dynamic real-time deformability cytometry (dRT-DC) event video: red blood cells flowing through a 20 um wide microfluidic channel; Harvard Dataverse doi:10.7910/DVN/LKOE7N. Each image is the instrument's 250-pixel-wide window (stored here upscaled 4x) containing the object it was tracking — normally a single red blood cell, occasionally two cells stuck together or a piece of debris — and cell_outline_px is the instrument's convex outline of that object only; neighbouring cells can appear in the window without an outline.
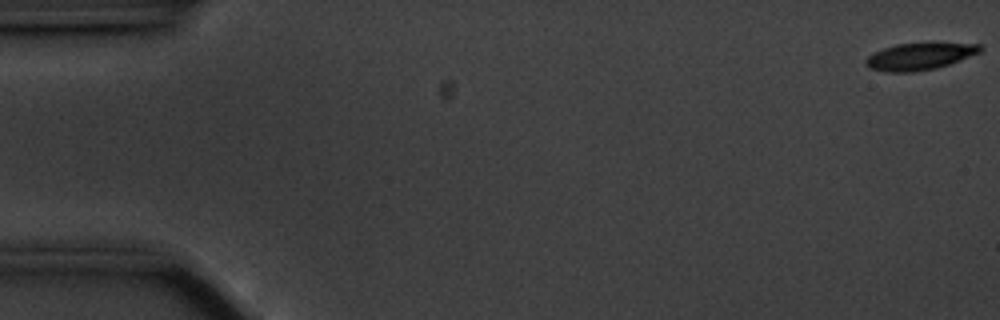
{"species": "common noctule bat (a hibernating species)", "species_latin": "Nyctalus noctula", "temperature_condition": "cold", "stored_images_in_passage": 16, "camera_frame_rate_fps": 3000, "um_per_image_px": 0.085, "animal": {"sex": "male", "body_mass_g": 20.1, "forearm_length_mm": 53.5}, "frame": {"image": 1, "passage_image": 1, "time_ms": 0.0, "image_size_px": [1000, 320], "cell_outline_px": [[984, 48], [980, 52], [948, 64], [936, 68], [912, 72], [884, 72], [868, 68], [864, 64], [864, 60], [868, 56], [884, 48], [896, 44], [980, 44]], "centroid_in_image_um": [78.1, 4.82], "position_along_channel_um": 6.9, "area_um2": 17.57}}
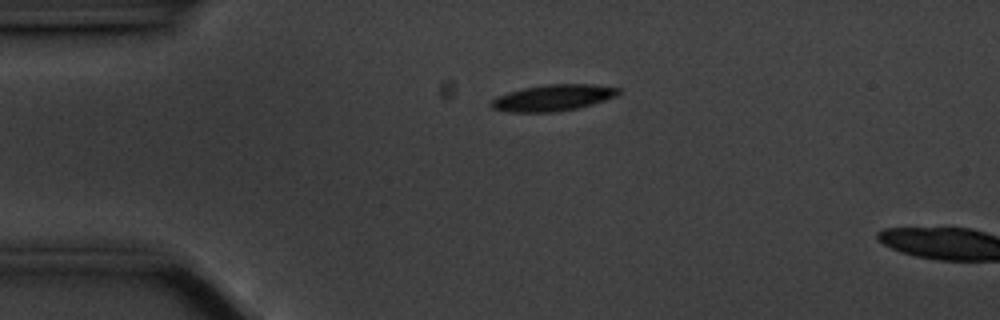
{"frame": {"image": 2, "passage_image": 13, "time_ms": 4.0, "image_size_px": [1000, 320], "cell_outline_px": [[620, 92], [616, 96], [592, 104], [576, 108], [556, 112], [512, 112], [492, 108], [488, 104], [496, 96], [508, 92], [524, 88], [544, 84], [592, 84], [620, 88]], "centroid_in_image_um": [46.98, 8.3], "position_along_channel_um": 38.0, "area_um2": 19.48}}